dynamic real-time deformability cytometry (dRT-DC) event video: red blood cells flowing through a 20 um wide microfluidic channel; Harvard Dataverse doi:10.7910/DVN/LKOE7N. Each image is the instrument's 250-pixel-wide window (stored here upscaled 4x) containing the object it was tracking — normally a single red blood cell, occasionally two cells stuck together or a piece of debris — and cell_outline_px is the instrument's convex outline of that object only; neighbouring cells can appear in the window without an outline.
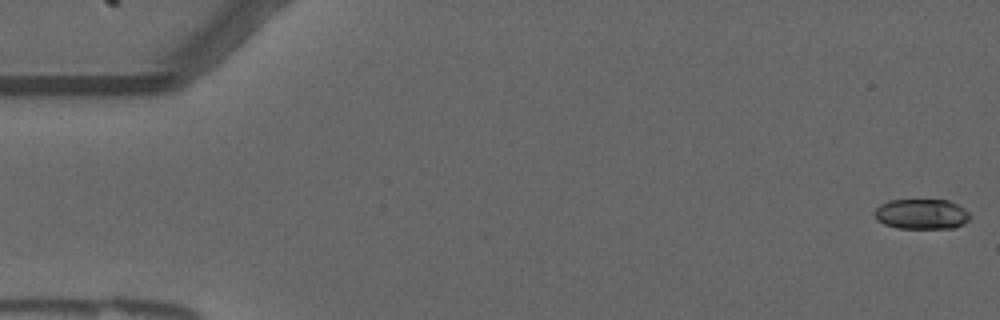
{"species": "common noctule bat (a hibernating species)", "species_latin": "Nyctalus noctula", "temperature_condition": "warm", "stored_images_in_passage": 18, "camera_frame_rate_fps": 3000, "um_per_image_px": 0.085, "animal": {"sex": "male", "forearm_length_mm": 52.5}, "frame": {"image": 1, "passage_image": 1, "time_ms": 0.0, "image_size_px": [1000, 320], "cell_outline_px": [[972, 216], [964, 224], [952, 228], [900, 228], [884, 224], [876, 220], [872, 212], [880, 204], [888, 200], [948, 200], [964, 208]], "centroid_in_image_um": [78.31, 18.19], "position_along_channel_um": 6.7, "area_um2": 16.94}}
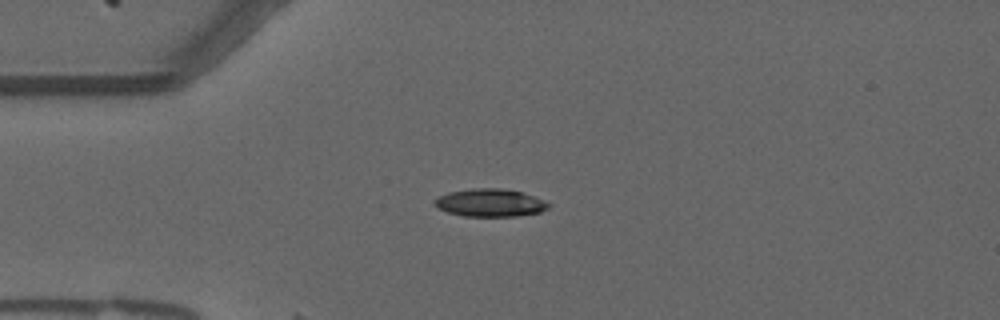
{"frame": {"image": 2, "passage_image": 14, "time_ms": 4.333, "image_size_px": [1000, 320], "cell_outline_px": [[552, 204], [548, 208], [540, 212], [516, 216], [464, 216], [448, 212], [440, 208], [436, 204], [436, 200], [440, 196], [448, 192], [472, 188], [500, 188], [524, 192], [544, 200]], "centroid_in_image_um": [41.73, 17.23], "position_along_channel_um": 43.3, "area_um2": 18.32}}